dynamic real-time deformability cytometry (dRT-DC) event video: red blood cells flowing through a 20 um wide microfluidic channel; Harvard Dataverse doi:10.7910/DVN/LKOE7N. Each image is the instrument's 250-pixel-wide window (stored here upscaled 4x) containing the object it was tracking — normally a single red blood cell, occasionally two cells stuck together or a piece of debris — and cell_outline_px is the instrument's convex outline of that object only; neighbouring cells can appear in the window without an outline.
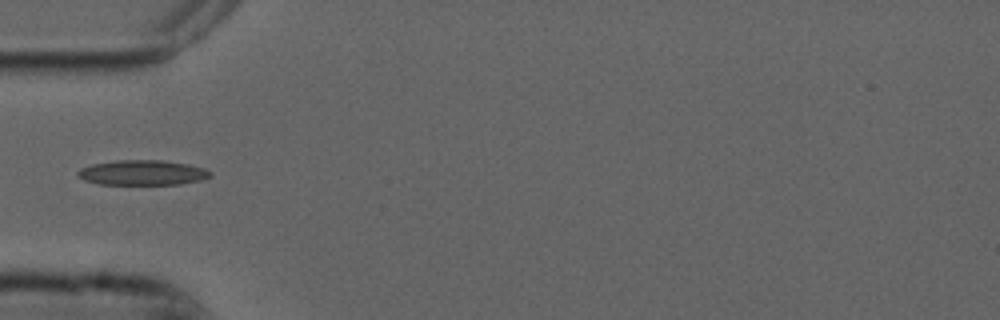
{"species": "common noctule bat (a hibernating species)", "species_latin": "Nyctalus noctula", "temperature_condition": "cold", "stored_images_in_passage": 38, "camera_frame_rate_fps": 3000, "um_per_image_px": 0.085, "animal": {"sex": "male", "forearm_length_mm": 52.5}, "frame": {"image": 1, "passage_image": 1, "time_ms": 0.0, "image_size_px": [1000, 320], "cell_outline_px": [[212, 176], [200, 180], [180, 184], [100, 184], [84, 180], [76, 172], [80, 168], [92, 164], [116, 160], [160, 160], [188, 164], [204, 168], [212, 172]], "centroid_in_image_um": [12.12, 14.67], "position_along_channel_um": 72.9, "area_um2": 19.25}}
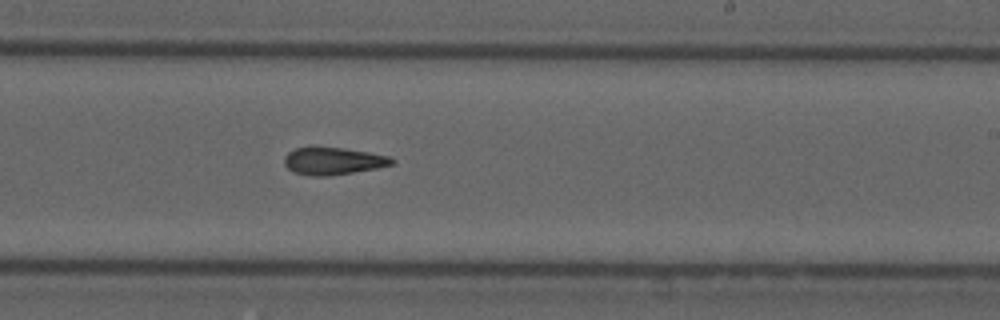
{"frame": {"image": 2, "passage_image": 16, "time_ms": 5.0, "image_size_px": [1000, 320], "cell_outline_px": [[396, 164], [376, 168], [328, 176], [312, 176], [292, 172], [284, 164], [284, 156], [288, 152], [296, 148], [312, 144], [344, 148], [392, 156], [396, 160]], "centroid_in_image_um": [28.3, 13.65], "position_along_channel_um": 260.7, "area_um2": 17.8}}
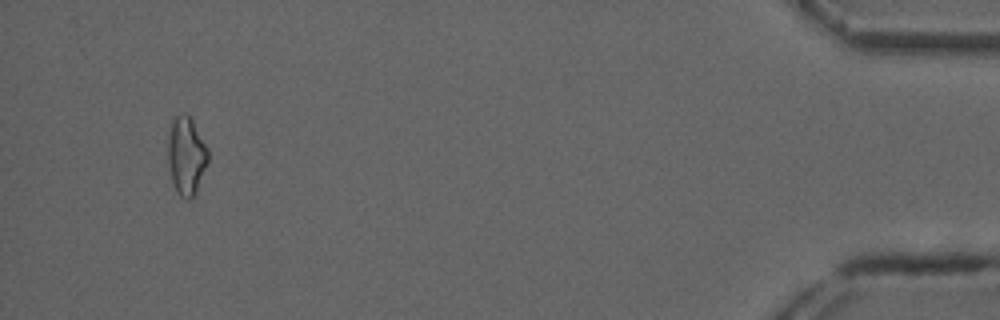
{"frame": {"image": 3, "passage_image": 35, "time_ms": 11.333, "image_size_px": [1000, 320], "cell_outline_px": [[208, 160], [196, 192], [188, 200], [180, 196], [176, 192], [172, 180], [168, 164], [168, 136], [172, 124], [176, 116], [184, 112], [192, 120], [208, 148]], "centroid_in_image_um": [15.83, 13.25], "position_along_channel_um": 419.4, "area_um2": 17.98}}